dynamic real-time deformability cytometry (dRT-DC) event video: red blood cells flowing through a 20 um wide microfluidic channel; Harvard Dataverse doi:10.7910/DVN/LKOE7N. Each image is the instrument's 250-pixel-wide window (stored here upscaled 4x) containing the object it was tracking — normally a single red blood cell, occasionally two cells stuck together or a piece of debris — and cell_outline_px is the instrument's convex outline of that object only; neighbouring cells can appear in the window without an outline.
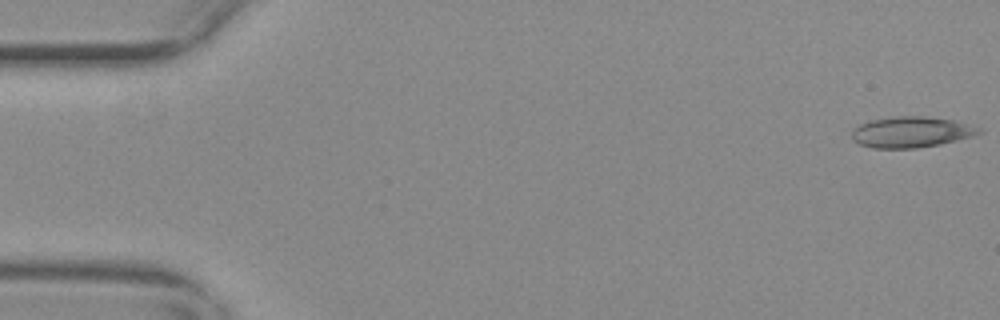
{"species": "common noctule bat (a hibernating species)", "species_latin": "Nyctalus noctula", "temperature_condition": "warm", "stored_images_in_passage": 56, "camera_frame_rate_fps": 3000, "um_per_image_px": 0.085, "animal": {"sex": "female", "body_mass_g": 29.2, "forearm_length_mm": 56.3}, "frame": {"image": 1, "passage_image": 1, "time_ms": 0.0, "image_size_px": [1000, 320], "cell_outline_px": [[984, 128], [980, 132], [972, 136], [940, 144], [916, 148], [872, 148], [860, 144], [852, 140], [852, 132], [860, 124], [868, 120], [892, 116], [924, 116], [952, 120]], "centroid_in_image_um": [77.43, 11.22], "position_along_channel_um": 7.6, "area_um2": 22.83}}
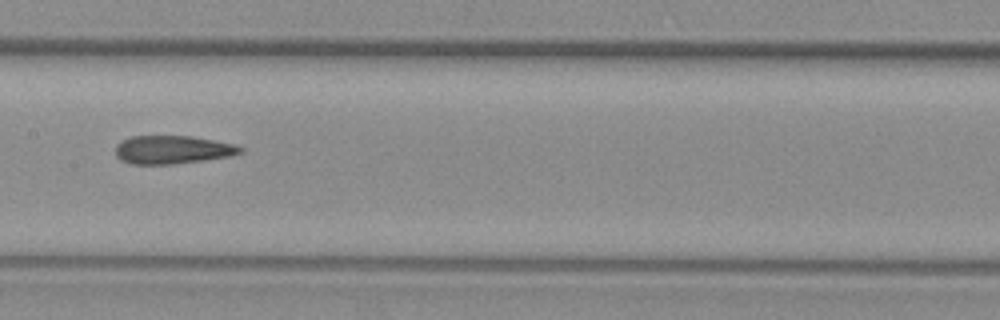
{"frame": {"image": 2, "passage_image": 28, "time_ms": 9.0, "image_size_px": [1000, 320], "cell_outline_px": [[244, 152], [228, 156], [204, 160], [172, 164], [132, 164], [120, 160], [116, 156], [116, 144], [120, 140], [132, 136], [192, 136], [236, 144], [244, 148]], "centroid_in_image_um": [14.66, 12.72], "position_along_channel_um": 192.7, "area_um2": 20.69}}
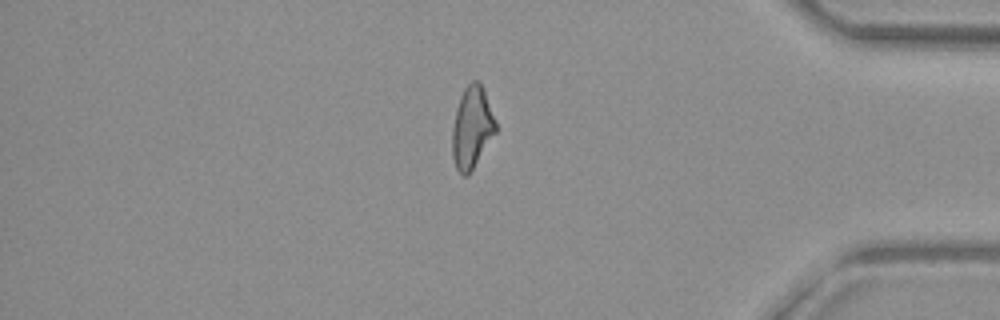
{"frame": {"image": 3, "passage_image": 47, "time_ms": 15.333, "image_size_px": [1000, 320], "cell_outline_px": [[496, 132], [468, 176], [460, 176], [456, 168], [452, 156], [452, 128], [456, 108], [460, 96], [464, 88], [472, 80], [476, 80], [484, 88], [496, 120]], "centroid_in_image_um": [40.1, 10.84], "position_along_channel_um": 395.1, "area_um2": 20.92}, "authors_computed_cell_mechanics": {"area_um2": 21.3282, "velocity_mm_per_s": 3.7092, "shape_relaxation_time_tau1_ms": null, "shape_relaxation_time_tau2_ms": 2.4693, "deformation_change_tau1": null, "deformation_change_tau2": 0.126}}